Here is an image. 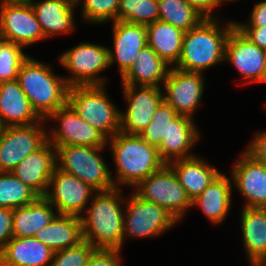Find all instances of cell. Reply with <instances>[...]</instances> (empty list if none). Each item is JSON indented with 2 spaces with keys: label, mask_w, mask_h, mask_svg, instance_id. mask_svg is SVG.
<instances>
[{
  "label": "cell",
  "mask_w": 266,
  "mask_h": 266,
  "mask_svg": "<svg viewBox=\"0 0 266 266\" xmlns=\"http://www.w3.org/2000/svg\"><path fill=\"white\" fill-rule=\"evenodd\" d=\"M86 216H81L83 238L96 249L121 250L124 242V200L118 187L97 191Z\"/></svg>",
  "instance_id": "obj_1"
},
{
  "label": "cell",
  "mask_w": 266,
  "mask_h": 266,
  "mask_svg": "<svg viewBox=\"0 0 266 266\" xmlns=\"http://www.w3.org/2000/svg\"><path fill=\"white\" fill-rule=\"evenodd\" d=\"M218 25L216 19H203L184 33L181 57L176 68L187 72H201L225 61V47L235 22Z\"/></svg>",
  "instance_id": "obj_2"
},
{
  "label": "cell",
  "mask_w": 266,
  "mask_h": 266,
  "mask_svg": "<svg viewBox=\"0 0 266 266\" xmlns=\"http://www.w3.org/2000/svg\"><path fill=\"white\" fill-rule=\"evenodd\" d=\"M107 141L111 144L117 169L116 181L113 180L115 187H118V183L135 187L166 164L158 148L147 143L140 135L120 131Z\"/></svg>",
  "instance_id": "obj_3"
},
{
  "label": "cell",
  "mask_w": 266,
  "mask_h": 266,
  "mask_svg": "<svg viewBox=\"0 0 266 266\" xmlns=\"http://www.w3.org/2000/svg\"><path fill=\"white\" fill-rule=\"evenodd\" d=\"M17 80L32 109L43 120L67 104L68 85L56 77L50 66L27 57L21 64Z\"/></svg>",
  "instance_id": "obj_4"
},
{
  "label": "cell",
  "mask_w": 266,
  "mask_h": 266,
  "mask_svg": "<svg viewBox=\"0 0 266 266\" xmlns=\"http://www.w3.org/2000/svg\"><path fill=\"white\" fill-rule=\"evenodd\" d=\"M67 104L107 139L120 132L121 112L108 99L104 85L68 88Z\"/></svg>",
  "instance_id": "obj_5"
},
{
  "label": "cell",
  "mask_w": 266,
  "mask_h": 266,
  "mask_svg": "<svg viewBox=\"0 0 266 266\" xmlns=\"http://www.w3.org/2000/svg\"><path fill=\"white\" fill-rule=\"evenodd\" d=\"M54 147L56 148L58 169L76 176L97 191H107L115 188L112 174L98 154L104 147L82 145Z\"/></svg>",
  "instance_id": "obj_6"
},
{
  "label": "cell",
  "mask_w": 266,
  "mask_h": 266,
  "mask_svg": "<svg viewBox=\"0 0 266 266\" xmlns=\"http://www.w3.org/2000/svg\"><path fill=\"white\" fill-rule=\"evenodd\" d=\"M136 187V195L165 208L177 221L182 218L187 208L192 206L186 190L168 164L140 181Z\"/></svg>",
  "instance_id": "obj_7"
},
{
  "label": "cell",
  "mask_w": 266,
  "mask_h": 266,
  "mask_svg": "<svg viewBox=\"0 0 266 266\" xmlns=\"http://www.w3.org/2000/svg\"><path fill=\"white\" fill-rule=\"evenodd\" d=\"M108 50L106 46L80 43L62 53L59 61L73 75L64 78L68 87L105 85V79L97 74L109 67Z\"/></svg>",
  "instance_id": "obj_8"
},
{
  "label": "cell",
  "mask_w": 266,
  "mask_h": 266,
  "mask_svg": "<svg viewBox=\"0 0 266 266\" xmlns=\"http://www.w3.org/2000/svg\"><path fill=\"white\" fill-rule=\"evenodd\" d=\"M43 121L31 125L7 126L0 132V172H11L21 160L47 140L49 132L45 127L42 128Z\"/></svg>",
  "instance_id": "obj_9"
},
{
  "label": "cell",
  "mask_w": 266,
  "mask_h": 266,
  "mask_svg": "<svg viewBox=\"0 0 266 266\" xmlns=\"http://www.w3.org/2000/svg\"><path fill=\"white\" fill-rule=\"evenodd\" d=\"M0 35L22 47L46 39L29 0L0 2Z\"/></svg>",
  "instance_id": "obj_10"
},
{
  "label": "cell",
  "mask_w": 266,
  "mask_h": 266,
  "mask_svg": "<svg viewBox=\"0 0 266 266\" xmlns=\"http://www.w3.org/2000/svg\"><path fill=\"white\" fill-rule=\"evenodd\" d=\"M130 200V201H129ZM124 216V235L152 237L176 224L177 220L165 208L141 199L135 193L130 196Z\"/></svg>",
  "instance_id": "obj_11"
},
{
  "label": "cell",
  "mask_w": 266,
  "mask_h": 266,
  "mask_svg": "<svg viewBox=\"0 0 266 266\" xmlns=\"http://www.w3.org/2000/svg\"><path fill=\"white\" fill-rule=\"evenodd\" d=\"M123 85L127 111L120 113V131L139 135L151 122L152 117L164 101L161 87Z\"/></svg>",
  "instance_id": "obj_12"
},
{
  "label": "cell",
  "mask_w": 266,
  "mask_h": 266,
  "mask_svg": "<svg viewBox=\"0 0 266 266\" xmlns=\"http://www.w3.org/2000/svg\"><path fill=\"white\" fill-rule=\"evenodd\" d=\"M52 192L47 190L45 198L56 208L57 214L81 217L86 209L91 192L95 191L91 185L84 183L74 175L68 174L57 167L49 181Z\"/></svg>",
  "instance_id": "obj_13"
},
{
  "label": "cell",
  "mask_w": 266,
  "mask_h": 266,
  "mask_svg": "<svg viewBox=\"0 0 266 266\" xmlns=\"http://www.w3.org/2000/svg\"><path fill=\"white\" fill-rule=\"evenodd\" d=\"M48 118L60 121V128L53 129V133L47 136V140L53 146L106 147L108 143L100 131L81 119L68 104L53 112Z\"/></svg>",
  "instance_id": "obj_14"
},
{
  "label": "cell",
  "mask_w": 266,
  "mask_h": 266,
  "mask_svg": "<svg viewBox=\"0 0 266 266\" xmlns=\"http://www.w3.org/2000/svg\"><path fill=\"white\" fill-rule=\"evenodd\" d=\"M201 72H187L172 67L163 83L164 101L179 115L193 117L203 96L204 82Z\"/></svg>",
  "instance_id": "obj_15"
},
{
  "label": "cell",
  "mask_w": 266,
  "mask_h": 266,
  "mask_svg": "<svg viewBox=\"0 0 266 266\" xmlns=\"http://www.w3.org/2000/svg\"><path fill=\"white\" fill-rule=\"evenodd\" d=\"M56 163V148L46 140L37 150L21 160L11 173L39 197H44L57 167Z\"/></svg>",
  "instance_id": "obj_16"
},
{
  "label": "cell",
  "mask_w": 266,
  "mask_h": 266,
  "mask_svg": "<svg viewBox=\"0 0 266 266\" xmlns=\"http://www.w3.org/2000/svg\"><path fill=\"white\" fill-rule=\"evenodd\" d=\"M225 60L231 61L247 81L261 83L266 69V51L252 43L236 27L228 36Z\"/></svg>",
  "instance_id": "obj_17"
},
{
  "label": "cell",
  "mask_w": 266,
  "mask_h": 266,
  "mask_svg": "<svg viewBox=\"0 0 266 266\" xmlns=\"http://www.w3.org/2000/svg\"><path fill=\"white\" fill-rule=\"evenodd\" d=\"M232 174L231 180L246 199L244 207L263 208L266 205V166L245 150L233 166Z\"/></svg>",
  "instance_id": "obj_18"
},
{
  "label": "cell",
  "mask_w": 266,
  "mask_h": 266,
  "mask_svg": "<svg viewBox=\"0 0 266 266\" xmlns=\"http://www.w3.org/2000/svg\"><path fill=\"white\" fill-rule=\"evenodd\" d=\"M113 24L114 50H108L109 66L117 61L122 77L137 59L139 51L147 45V30L145 25L125 21Z\"/></svg>",
  "instance_id": "obj_19"
},
{
  "label": "cell",
  "mask_w": 266,
  "mask_h": 266,
  "mask_svg": "<svg viewBox=\"0 0 266 266\" xmlns=\"http://www.w3.org/2000/svg\"><path fill=\"white\" fill-rule=\"evenodd\" d=\"M0 117L5 127L31 125L42 120L32 109L17 79L0 82Z\"/></svg>",
  "instance_id": "obj_20"
},
{
  "label": "cell",
  "mask_w": 266,
  "mask_h": 266,
  "mask_svg": "<svg viewBox=\"0 0 266 266\" xmlns=\"http://www.w3.org/2000/svg\"><path fill=\"white\" fill-rule=\"evenodd\" d=\"M53 255L35 237H12L0 250V266H50Z\"/></svg>",
  "instance_id": "obj_21"
},
{
  "label": "cell",
  "mask_w": 266,
  "mask_h": 266,
  "mask_svg": "<svg viewBox=\"0 0 266 266\" xmlns=\"http://www.w3.org/2000/svg\"><path fill=\"white\" fill-rule=\"evenodd\" d=\"M197 130L193 119L185 115H180L170 123L166 136L157 147L161 159L168 164L177 159L193 157L188 152L199 138Z\"/></svg>",
  "instance_id": "obj_22"
},
{
  "label": "cell",
  "mask_w": 266,
  "mask_h": 266,
  "mask_svg": "<svg viewBox=\"0 0 266 266\" xmlns=\"http://www.w3.org/2000/svg\"><path fill=\"white\" fill-rule=\"evenodd\" d=\"M31 3L41 30L45 36L70 32L74 30V7L77 5L73 0H43Z\"/></svg>",
  "instance_id": "obj_23"
},
{
  "label": "cell",
  "mask_w": 266,
  "mask_h": 266,
  "mask_svg": "<svg viewBox=\"0 0 266 266\" xmlns=\"http://www.w3.org/2000/svg\"><path fill=\"white\" fill-rule=\"evenodd\" d=\"M34 237L53 252L76 246L84 241L81 217L56 214Z\"/></svg>",
  "instance_id": "obj_24"
},
{
  "label": "cell",
  "mask_w": 266,
  "mask_h": 266,
  "mask_svg": "<svg viewBox=\"0 0 266 266\" xmlns=\"http://www.w3.org/2000/svg\"><path fill=\"white\" fill-rule=\"evenodd\" d=\"M136 57L133 65L121 77L123 85L161 87L171 67L148 45Z\"/></svg>",
  "instance_id": "obj_25"
},
{
  "label": "cell",
  "mask_w": 266,
  "mask_h": 266,
  "mask_svg": "<svg viewBox=\"0 0 266 266\" xmlns=\"http://www.w3.org/2000/svg\"><path fill=\"white\" fill-rule=\"evenodd\" d=\"M168 165L173 169L191 201L199 196L220 173L197 156L177 159Z\"/></svg>",
  "instance_id": "obj_26"
},
{
  "label": "cell",
  "mask_w": 266,
  "mask_h": 266,
  "mask_svg": "<svg viewBox=\"0 0 266 266\" xmlns=\"http://www.w3.org/2000/svg\"><path fill=\"white\" fill-rule=\"evenodd\" d=\"M56 214L53 205L45 197H38L27 206L13 209L12 237H34Z\"/></svg>",
  "instance_id": "obj_27"
},
{
  "label": "cell",
  "mask_w": 266,
  "mask_h": 266,
  "mask_svg": "<svg viewBox=\"0 0 266 266\" xmlns=\"http://www.w3.org/2000/svg\"><path fill=\"white\" fill-rule=\"evenodd\" d=\"M241 228L250 264L266 263V211L244 207Z\"/></svg>",
  "instance_id": "obj_28"
},
{
  "label": "cell",
  "mask_w": 266,
  "mask_h": 266,
  "mask_svg": "<svg viewBox=\"0 0 266 266\" xmlns=\"http://www.w3.org/2000/svg\"><path fill=\"white\" fill-rule=\"evenodd\" d=\"M231 186V179L219 173L209 186L192 200V206L199 205L212 222H222L230 209Z\"/></svg>",
  "instance_id": "obj_29"
},
{
  "label": "cell",
  "mask_w": 266,
  "mask_h": 266,
  "mask_svg": "<svg viewBox=\"0 0 266 266\" xmlns=\"http://www.w3.org/2000/svg\"><path fill=\"white\" fill-rule=\"evenodd\" d=\"M147 45L168 65H176L181 57L184 31L171 24L155 21L146 26Z\"/></svg>",
  "instance_id": "obj_30"
},
{
  "label": "cell",
  "mask_w": 266,
  "mask_h": 266,
  "mask_svg": "<svg viewBox=\"0 0 266 266\" xmlns=\"http://www.w3.org/2000/svg\"><path fill=\"white\" fill-rule=\"evenodd\" d=\"M159 21L187 32L204 18L186 0H158Z\"/></svg>",
  "instance_id": "obj_31"
},
{
  "label": "cell",
  "mask_w": 266,
  "mask_h": 266,
  "mask_svg": "<svg viewBox=\"0 0 266 266\" xmlns=\"http://www.w3.org/2000/svg\"><path fill=\"white\" fill-rule=\"evenodd\" d=\"M38 197L11 172H0V207L16 209L33 203Z\"/></svg>",
  "instance_id": "obj_32"
},
{
  "label": "cell",
  "mask_w": 266,
  "mask_h": 266,
  "mask_svg": "<svg viewBox=\"0 0 266 266\" xmlns=\"http://www.w3.org/2000/svg\"><path fill=\"white\" fill-rule=\"evenodd\" d=\"M159 20L158 0H120L117 21L147 26Z\"/></svg>",
  "instance_id": "obj_33"
},
{
  "label": "cell",
  "mask_w": 266,
  "mask_h": 266,
  "mask_svg": "<svg viewBox=\"0 0 266 266\" xmlns=\"http://www.w3.org/2000/svg\"><path fill=\"white\" fill-rule=\"evenodd\" d=\"M180 115L175 109L163 101L155 111L151 122L139 134L147 143L158 147L166 136L167 130L175 119Z\"/></svg>",
  "instance_id": "obj_34"
},
{
  "label": "cell",
  "mask_w": 266,
  "mask_h": 266,
  "mask_svg": "<svg viewBox=\"0 0 266 266\" xmlns=\"http://www.w3.org/2000/svg\"><path fill=\"white\" fill-rule=\"evenodd\" d=\"M27 57L22 46L4 40L0 45V82L16 80L20 66Z\"/></svg>",
  "instance_id": "obj_35"
},
{
  "label": "cell",
  "mask_w": 266,
  "mask_h": 266,
  "mask_svg": "<svg viewBox=\"0 0 266 266\" xmlns=\"http://www.w3.org/2000/svg\"><path fill=\"white\" fill-rule=\"evenodd\" d=\"M82 1L77 0L76 4ZM82 15L84 19L92 23H102L112 20L117 21V13L120 0H83Z\"/></svg>",
  "instance_id": "obj_36"
},
{
  "label": "cell",
  "mask_w": 266,
  "mask_h": 266,
  "mask_svg": "<svg viewBox=\"0 0 266 266\" xmlns=\"http://www.w3.org/2000/svg\"><path fill=\"white\" fill-rule=\"evenodd\" d=\"M96 248L88 241L54 252L50 266H85Z\"/></svg>",
  "instance_id": "obj_37"
},
{
  "label": "cell",
  "mask_w": 266,
  "mask_h": 266,
  "mask_svg": "<svg viewBox=\"0 0 266 266\" xmlns=\"http://www.w3.org/2000/svg\"><path fill=\"white\" fill-rule=\"evenodd\" d=\"M120 252L116 249H95L85 266H120Z\"/></svg>",
  "instance_id": "obj_38"
},
{
  "label": "cell",
  "mask_w": 266,
  "mask_h": 266,
  "mask_svg": "<svg viewBox=\"0 0 266 266\" xmlns=\"http://www.w3.org/2000/svg\"><path fill=\"white\" fill-rule=\"evenodd\" d=\"M13 209L0 207V250L12 238Z\"/></svg>",
  "instance_id": "obj_39"
},
{
  "label": "cell",
  "mask_w": 266,
  "mask_h": 266,
  "mask_svg": "<svg viewBox=\"0 0 266 266\" xmlns=\"http://www.w3.org/2000/svg\"><path fill=\"white\" fill-rule=\"evenodd\" d=\"M246 151L266 166V132L258 133Z\"/></svg>",
  "instance_id": "obj_40"
},
{
  "label": "cell",
  "mask_w": 266,
  "mask_h": 266,
  "mask_svg": "<svg viewBox=\"0 0 266 266\" xmlns=\"http://www.w3.org/2000/svg\"><path fill=\"white\" fill-rule=\"evenodd\" d=\"M246 38L266 51V26L264 27H236Z\"/></svg>",
  "instance_id": "obj_41"
},
{
  "label": "cell",
  "mask_w": 266,
  "mask_h": 266,
  "mask_svg": "<svg viewBox=\"0 0 266 266\" xmlns=\"http://www.w3.org/2000/svg\"><path fill=\"white\" fill-rule=\"evenodd\" d=\"M204 19H213V10L227 0H186Z\"/></svg>",
  "instance_id": "obj_42"
},
{
  "label": "cell",
  "mask_w": 266,
  "mask_h": 266,
  "mask_svg": "<svg viewBox=\"0 0 266 266\" xmlns=\"http://www.w3.org/2000/svg\"><path fill=\"white\" fill-rule=\"evenodd\" d=\"M266 26V0L258 2L250 15L248 24L235 22V27H264Z\"/></svg>",
  "instance_id": "obj_43"
},
{
  "label": "cell",
  "mask_w": 266,
  "mask_h": 266,
  "mask_svg": "<svg viewBox=\"0 0 266 266\" xmlns=\"http://www.w3.org/2000/svg\"><path fill=\"white\" fill-rule=\"evenodd\" d=\"M5 128V125L3 124L1 117H0V132Z\"/></svg>",
  "instance_id": "obj_44"
},
{
  "label": "cell",
  "mask_w": 266,
  "mask_h": 266,
  "mask_svg": "<svg viewBox=\"0 0 266 266\" xmlns=\"http://www.w3.org/2000/svg\"><path fill=\"white\" fill-rule=\"evenodd\" d=\"M28 1V0H1V2Z\"/></svg>",
  "instance_id": "obj_45"
},
{
  "label": "cell",
  "mask_w": 266,
  "mask_h": 266,
  "mask_svg": "<svg viewBox=\"0 0 266 266\" xmlns=\"http://www.w3.org/2000/svg\"><path fill=\"white\" fill-rule=\"evenodd\" d=\"M252 266H266V263L251 264Z\"/></svg>",
  "instance_id": "obj_46"
},
{
  "label": "cell",
  "mask_w": 266,
  "mask_h": 266,
  "mask_svg": "<svg viewBox=\"0 0 266 266\" xmlns=\"http://www.w3.org/2000/svg\"><path fill=\"white\" fill-rule=\"evenodd\" d=\"M261 82H265L266 83V69H265V74H264V77H263V79H262V81Z\"/></svg>",
  "instance_id": "obj_47"
},
{
  "label": "cell",
  "mask_w": 266,
  "mask_h": 266,
  "mask_svg": "<svg viewBox=\"0 0 266 266\" xmlns=\"http://www.w3.org/2000/svg\"><path fill=\"white\" fill-rule=\"evenodd\" d=\"M4 41V39L2 38V36L0 35V45L1 43Z\"/></svg>",
  "instance_id": "obj_48"
}]
</instances>
